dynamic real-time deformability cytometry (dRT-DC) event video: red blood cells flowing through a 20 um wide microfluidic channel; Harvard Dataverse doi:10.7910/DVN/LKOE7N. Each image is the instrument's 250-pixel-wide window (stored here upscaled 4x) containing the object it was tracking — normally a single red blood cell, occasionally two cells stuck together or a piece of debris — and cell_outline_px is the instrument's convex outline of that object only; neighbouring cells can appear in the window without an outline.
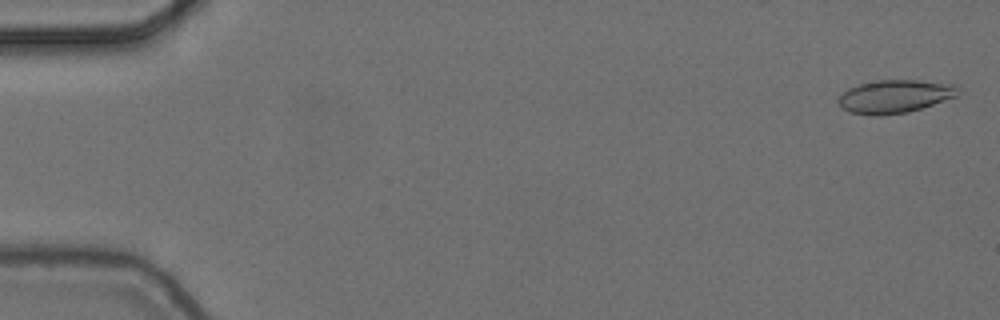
{"species": "common noctule bat (a hibernating species)", "species_latin": "Nyctalus noctula", "temperature_condition": "cold", "stored_images_in_passage": 6, "camera_frame_rate_fps": 3000, "um_per_image_px": 0.085, "animal": {"sex": "female", "body_mass_g": 24.6, "forearm_length_mm": 56.2}, "frame": {"image": 1, "passage_image": 1, "time_ms": 0.0, "image_size_px": [1000, 320], "cell_outline_px": [[960, 88], [956, 96], [908, 112], [884, 116], [872, 116], [848, 112], [836, 100], [848, 88], [860, 84], [876, 80], [916, 80], [956, 84]], "centroid_in_image_um": [76.04, 8.2], "position_along_channel_um": 9.0, "area_um2": 23.12}}
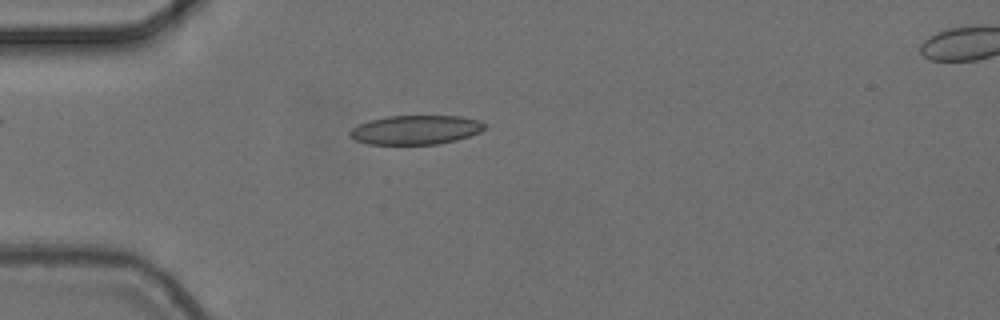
{"frame": {"image": 2, "passage_image": 5, "time_ms": 1.333, "image_size_px": [1000, 320], "cell_outline_px": [[488, 128], [480, 132], [456, 140], [436, 144], [368, 144], [356, 140], [348, 136], [348, 132], [352, 128], [360, 124], [372, 120], [388, 116], [460, 116], [480, 120], [488, 124]], "centroid_in_image_um": [35.38, 11.03], "position_along_channel_um": 49.6, "area_um2": 22.95}}